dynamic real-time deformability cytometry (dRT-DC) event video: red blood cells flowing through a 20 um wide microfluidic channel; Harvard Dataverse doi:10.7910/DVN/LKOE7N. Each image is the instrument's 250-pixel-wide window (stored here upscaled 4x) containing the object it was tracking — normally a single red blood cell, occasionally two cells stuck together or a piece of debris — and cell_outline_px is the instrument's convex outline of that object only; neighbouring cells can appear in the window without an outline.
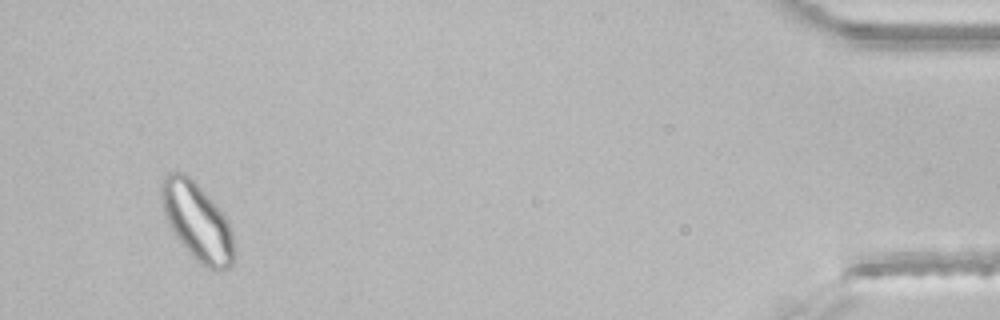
{"species": "common noctule bat (a hibernating species)", "species_latin": "Nyctalus noctula", "temperature_condition": "room temperature", "stored_images_in_passage": 43, "segment_of_instrument_passage": [2, 2], "camera_frame_rate_fps": 3000, "um_per_image_px": 0.085, "animal": {"sex": "male", "body_mass_g": 21.5, "forearm_length_mm": 52.0}, "frame": {"image": 1, "passage_image": 41, "time_ms": 13.333, "image_size_px": [1000, 320], "cell_outline_px": [[236, 256], [232, 264], [228, 268], [216, 272], [200, 264], [180, 244], [168, 224], [164, 216], [160, 200], [160, 184], [164, 176], [168, 172], [184, 172], [212, 200], [228, 220], [232, 232], [236, 252]], "centroid_in_image_um": [16.75, 18.87], "position_along_channel_um": 418.4, "area_um2": 33.41}}